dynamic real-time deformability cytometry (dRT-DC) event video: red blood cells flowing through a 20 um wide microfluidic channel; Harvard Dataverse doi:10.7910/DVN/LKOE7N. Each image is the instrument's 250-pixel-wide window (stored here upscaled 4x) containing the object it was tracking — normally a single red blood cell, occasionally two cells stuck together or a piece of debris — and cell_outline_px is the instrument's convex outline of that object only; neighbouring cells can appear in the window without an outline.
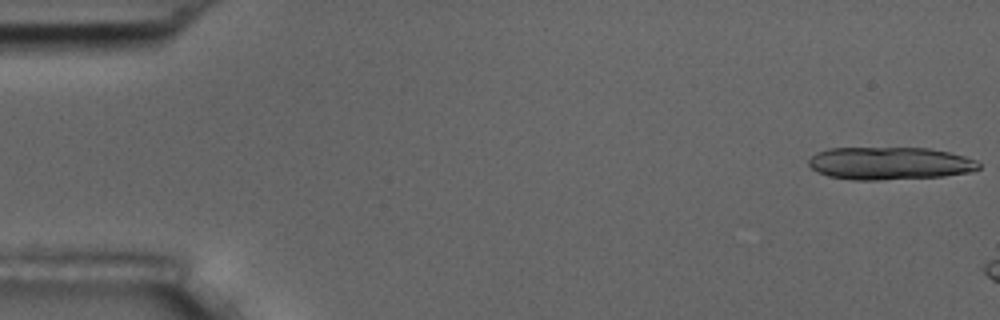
{"species": "common noctule bat (a hibernating species)", "species_latin": "Nyctalus noctula", "temperature_condition": "room temperature", "stored_images_in_passage": 7, "camera_frame_rate_fps": 3000, "um_per_image_px": 0.085, "animal": {"sex": "male", "body_mass_g": 17.5, "forearm_length_mm": 52.3}, "frame": {"image": 1, "passage_image": 1, "time_ms": 0.0, "image_size_px": [1000, 320], "cell_outline_px": [[980, 168], [972, 172], [944, 176], [876, 180], [852, 180], [828, 176], [816, 172], [808, 164], [808, 160], [816, 152], [828, 148], [928, 148], [948, 152], [964, 156], [976, 160], [980, 164]], "centroid_in_image_um": [75.61, 13.89], "position_along_channel_um": 9.4, "area_um2": 32.54}}